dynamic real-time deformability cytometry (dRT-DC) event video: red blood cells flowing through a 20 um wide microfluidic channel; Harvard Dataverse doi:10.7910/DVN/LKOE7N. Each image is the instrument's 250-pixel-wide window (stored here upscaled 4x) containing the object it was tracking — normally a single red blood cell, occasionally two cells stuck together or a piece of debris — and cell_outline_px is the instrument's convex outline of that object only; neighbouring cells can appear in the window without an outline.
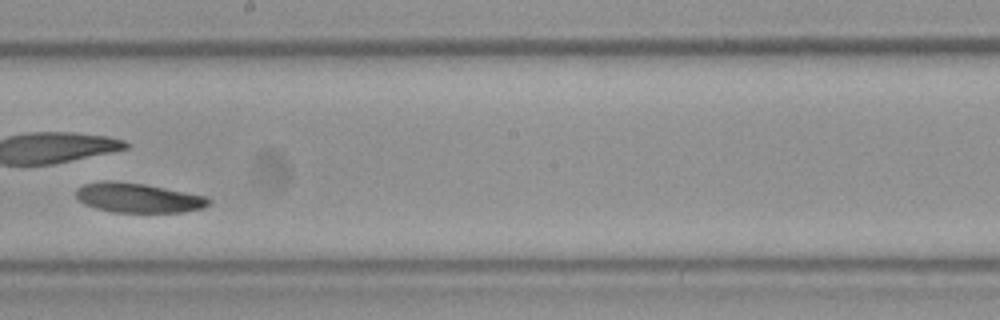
{"species": "Egyptian fruit bat (a non-hibernating species)", "species_latin": "Rousettus aegyptiacus", "temperature_condition": "room temperature", "stored_images_in_passage": 34, "camera_frame_rate_fps": 3000, "um_per_image_px": 0.085, "frame": {"image": 1, "passage_image": 20, "time_ms": 6.333, "image_size_px": [1000, 320], "cell_outline_px": [[212, 200], [204, 208], [184, 212], [112, 212], [96, 208], [84, 204], [76, 196], [76, 188], [84, 184], [104, 180], [144, 184], [204, 196]], "centroid_in_image_um": [11.72, 16.82], "position_along_channel_um": 236.5, "area_um2": 22.66}}